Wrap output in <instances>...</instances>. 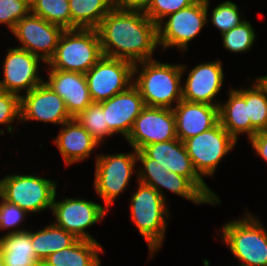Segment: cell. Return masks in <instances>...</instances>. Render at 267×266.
I'll return each mask as SVG.
<instances>
[{"instance_id":"cell-23","label":"cell","mask_w":267,"mask_h":266,"mask_svg":"<svg viewBox=\"0 0 267 266\" xmlns=\"http://www.w3.org/2000/svg\"><path fill=\"white\" fill-rule=\"evenodd\" d=\"M5 266H37L32 246V231L23 230L11 233L10 230L0 237Z\"/></svg>"},{"instance_id":"cell-11","label":"cell","mask_w":267,"mask_h":266,"mask_svg":"<svg viewBox=\"0 0 267 266\" xmlns=\"http://www.w3.org/2000/svg\"><path fill=\"white\" fill-rule=\"evenodd\" d=\"M56 196L55 194L51 209L56 220L53 223L73 234L77 239L96 241L85 230L105 218L108 209L80 197H66L63 201L57 202Z\"/></svg>"},{"instance_id":"cell-30","label":"cell","mask_w":267,"mask_h":266,"mask_svg":"<svg viewBox=\"0 0 267 266\" xmlns=\"http://www.w3.org/2000/svg\"><path fill=\"white\" fill-rule=\"evenodd\" d=\"M167 189L196 204L213 203L187 178L175 172L166 170L163 178L162 189Z\"/></svg>"},{"instance_id":"cell-10","label":"cell","mask_w":267,"mask_h":266,"mask_svg":"<svg viewBox=\"0 0 267 266\" xmlns=\"http://www.w3.org/2000/svg\"><path fill=\"white\" fill-rule=\"evenodd\" d=\"M133 67L130 61L102 56L86 73L92 102H102L125 91L133 84Z\"/></svg>"},{"instance_id":"cell-36","label":"cell","mask_w":267,"mask_h":266,"mask_svg":"<svg viewBox=\"0 0 267 266\" xmlns=\"http://www.w3.org/2000/svg\"><path fill=\"white\" fill-rule=\"evenodd\" d=\"M21 119L20 96L0 89V125L7 124L8 132L12 133L14 120Z\"/></svg>"},{"instance_id":"cell-14","label":"cell","mask_w":267,"mask_h":266,"mask_svg":"<svg viewBox=\"0 0 267 266\" xmlns=\"http://www.w3.org/2000/svg\"><path fill=\"white\" fill-rule=\"evenodd\" d=\"M64 29L31 12L16 23L12 34L22 44L21 49L40 57L46 64L54 55Z\"/></svg>"},{"instance_id":"cell-1","label":"cell","mask_w":267,"mask_h":266,"mask_svg":"<svg viewBox=\"0 0 267 266\" xmlns=\"http://www.w3.org/2000/svg\"><path fill=\"white\" fill-rule=\"evenodd\" d=\"M103 56L133 64L153 60L158 43V25L143 10L113 7L96 28Z\"/></svg>"},{"instance_id":"cell-37","label":"cell","mask_w":267,"mask_h":266,"mask_svg":"<svg viewBox=\"0 0 267 266\" xmlns=\"http://www.w3.org/2000/svg\"><path fill=\"white\" fill-rule=\"evenodd\" d=\"M0 198V230L12 228L11 233L25 230L23 228L17 229L16 227L26 219L28 213L17 205L7 202L1 196Z\"/></svg>"},{"instance_id":"cell-12","label":"cell","mask_w":267,"mask_h":266,"mask_svg":"<svg viewBox=\"0 0 267 266\" xmlns=\"http://www.w3.org/2000/svg\"><path fill=\"white\" fill-rule=\"evenodd\" d=\"M174 139H177V135L173 110L151 106L143 108L126 138L136 151L149 144Z\"/></svg>"},{"instance_id":"cell-15","label":"cell","mask_w":267,"mask_h":266,"mask_svg":"<svg viewBox=\"0 0 267 266\" xmlns=\"http://www.w3.org/2000/svg\"><path fill=\"white\" fill-rule=\"evenodd\" d=\"M44 62L40 57L29 51L13 47L8 49L3 62V79L0 89L21 96L20 91L30 92L44 80L39 76V63Z\"/></svg>"},{"instance_id":"cell-2","label":"cell","mask_w":267,"mask_h":266,"mask_svg":"<svg viewBox=\"0 0 267 266\" xmlns=\"http://www.w3.org/2000/svg\"><path fill=\"white\" fill-rule=\"evenodd\" d=\"M185 67L187 65L161 63L156 59L135 63L133 76L136 79H133V84L145 106L173 109V102L177 105L182 100L181 78L187 70Z\"/></svg>"},{"instance_id":"cell-9","label":"cell","mask_w":267,"mask_h":266,"mask_svg":"<svg viewBox=\"0 0 267 266\" xmlns=\"http://www.w3.org/2000/svg\"><path fill=\"white\" fill-rule=\"evenodd\" d=\"M237 141L218 123L208 131L184 141L187 153L197 174L214 176L220 161L235 146Z\"/></svg>"},{"instance_id":"cell-7","label":"cell","mask_w":267,"mask_h":266,"mask_svg":"<svg viewBox=\"0 0 267 266\" xmlns=\"http://www.w3.org/2000/svg\"><path fill=\"white\" fill-rule=\"evenodd\" d=\"M209 0H196L189 7L168 15L158 24V43L162 49L177 47L188 51V43L208 23Z\"/></svg>"},{"instance_id":"cell-16","label":"cell","mask_w":267,"mask_h":266,"mask_svg":"<svg viewBox=\"0 0 267 266\" xmlns=\"http://www.w3.org/2000/svg\"><path fill=\"white\" fill-rule=\"evenodd\" d=\"M20 121H41L62 125L72 119L64 100L44 81L20 96Z\"/></svg>"},{"instance_id":"cell-27","label":"cell","mask_w":267,"mask_h":266,"mask_svg":"<svg viewBox=\"0 0 267 266\" xmlns=\"http://www.w3.org/2000/svg\"><path fill=\"white\" fill-rule=\"evenodd\" d=\"M246 104L251 120V137L267 131V86L258 77L252 86L246 88Z\"/></svg>"},{"instance_id":"cell-20","label":"cell","mask_w":267,"mask_h":266,"mask_svg":"<svg viewBox=\"0 0 267 266\" xmlns=\"http://www.w3.org/2000/svg\"><path fill=\"white\" fill-rule=\"evenodd\" d=\"M48 72V80L44 82L64 100L72 118L92 103L84 73L59 69H48Z\"/></svg>"},{"instance_id":"cell-17","label":"cell","mask_w":267,"mask_h":266,"mask_svg":"<svg viewBox=\"0 0 267 266\" xmlns=\"http://www.w3.org/2000/svg\"><path fill=\"white\" fill-rule=\"evenodd\" d=\"M223 81L221 60L198 64L188 72L185 85H182V99L219 107V101L213 102V99L221 92Z\"/></svg>"},{"instance_id":"cell-32","label":"cell","mask_w":267,"mask_h":266,"mask_svg":"<svg viewBox=\"0 0 267 266\" xmlns=\"http://www.w3.org/2000/svg\"><path fill=\"white\" fill-rule=\"evenodd\" d=\"M255 38L254 28L247 20L222 34L224 48L233 53L249 51L256 40Z\"/></svg>"},{"instance_id":"cell-39","label":"cell","mask_w":267,"mask_h":266,"mask_svg":"<svg viewBox=\"0 0 267 266\" xmlns=\"http://www.w3.org/2000/svg\"><path fill=\"white\" fill-rule=\"evenodd\" d=\"M151 0H114V6L121 9L145 10Z\"/></svg>"},{"instance_id":"cell-34","label":"cell","mask_w":267,"mask_h":266,"mask_svg":"<svg viewBox=\"0 0 267 266\" xmlns=\"http://www.w3.org/2000/svg\"><path fill=\"white\" fill-rule=\"evenodd\" d=\"M30 12V0H0V24H5L11 32Z\"/></svg>"},{"instance_id":"cell-19","label":"cell","mask_w":267,"mask_h":266,"mask_svg":"<svg viewBox=\"0 0 267 266\" xmlns=\"http://www.w3.org/2000/svg\"><path fill=\"white\" fill-rule=\"evenodd\" d=\"M177 138L184 142L219 123L218 106L181 100L173 107Z\"/></svg>"},{"instance_id":"cell-35","label":"cell","mask_w":267,"mask_h":266,"mask_svg":"<svg viewBox=\"0 0 267 266\" xmlns=\"http://www.w3.org/2000/svg\"><path fill=\"white\" fill-rule=\"evenodd\" d=\"M196 0H151L144 13L158 25L168 15L189 7Z\"/></svg>"},{"instance_id":"cell-5","label":"cell","mask_w":267,"mask_h":266,"mask_svg":"<svg viewBox=\"0 0 267 266\" xmlns=\"http://www.w3.org/2000/svg\"><path fill=\"white\" fill-rule=\"evenodd\" d=\"M259 220L247 211L221 228L223 243L243 265L267 266V231Z\"/></svg>"},{"instance_id":"cell-31","label":"cell","mask_w":267,"mask_h":266,"mask_svg":"<svg viewBox=\"0 0 267 266\" xmlns=\"http://www.w3.org/2000/svg\"><path fill=\"white\" fill-rule=\"evenodd\" d=\"M137 162L143 166L136 171L137 180L143 184L153 187L166 200L162 191L163 178L166 174V168L161 166L157 160L149 158L142 150L136 151Z\"/></svg>"},{"instance_id":"cell-22","label":"cell","mask_w":267,"mask_h":266,"mask_svg":"<svg viewBox=\"0 0 267 266\" xmlns=\"http://www.w3.org/2000/svg\"><path fill=\"white\" fill-rule=\"evenodd\" d=\"M228 100L219 104V123L238 141V135L246 134L251 138V120L248 118L246 89H229Z\"/></svg>"},{"instance_id":"cell-25","label":"cell","mask_w":267,"mask_h":266,"mask_svg":"<svg viewBox=\"0 0 267 266\" xmlns=\"http://www.w3.org/2000/svg\"><path fill=\"white\" fill-rule=\"evenodd\" d=\"M71 29H96L114 7V0H68Z\"/></svg>"},{"instance_id":"cell-28","label":"cell","mask_w":267,"mask_h":266,"mask_svg":"<svg viewBox=\"0 0 267 266\" xmlns=\"http://www.w3.org/2000/svg\"><path fill=\"white\" fill-rule=\"evenodd\" d=\"M31 13L49 23L71 29V12L68 0H30Z\"/></svg>"},{"instance_id":"cell-6","label":"cell","mask_w":267,"mask_h":266,"mask_svg":"<svg viewBox=\"0 0 267 266\" xmlns=\"http://www.w3.org/2000/svg\"><path fill=\"white\" fill-rule=\"evenodd\" d=\"M57 183L35 175L11 174L0 180V196L27 213L52 209Z\"/></svg>"},{"instance_id":"cell-4","label":"cell","mask_w":267,"mask_h":266,"mask_svg":"<svg viewBox=\"0 0 267 266\" xmlns=\"http://www.w3.org/2000/svg\"><path fill=\"white\" fill-rule=\"evenodd\" d=\"M103 56L96 29H67L59 38L49 69L86 73Z\"/></svg>"},{"instance_id":"cell-18","label":"cell","mask_w":267,"mask_h":266,"mask_svg":"<svg viewBox=\"0 0 267 266\" xmlns=\"http://www.w3.org/2000/svg\"><path fill=\"white\" fill-rule=\"evenodd\" d=\"M101 103L108 128L114 134L119 133L125 138L128 137L134 120L145 107L144 100L134 84Z\"/></svg>"},{"instance_id":"cell-40","label":"cell","mask_w":267,"mask_h":266,"mask_svg":"<svg viewBox=\"0 0 267 266\" xmlns=\"http://www.w3.org/2000/svg\"><path fill=\"white\" fill-rule=\"evenodd\" d=\"M0 266H5L1 247H0Z\"/></svg>"},{"instance_id":"cell-26","label":"cell","mask_w":267,"mask_h":266,"mask_svg":"<svg viewBox=\"0 0 267 266\" xmlns=\"http://www.w3.org/2000/svg\"><path fill=\"white\" fill-rule=\"evenodd\" d=\"M78 239L51 222L41 230L32 232V246L36 258L44 261L48 256L72 246Z\"/></svg>"},{"instance_id":"cell-8","label":"cell","mask_w":267,"mask_h":266,"mask_svg":"<svg viewBox=\"0 0 267 266\" xmlns=\"http://www.w3.org/2000/svg\"><path fill=\"white\" fill-rule=\"evenodd\" d=\"M137 163L135 149L126 154L96 156L93 185L97 195L103 200L104 207L110 208L116 197L127 189Z\"/></svg>"},{"instance_id":"cell-41","label":"cell","mask_w":267,"mask_h":266,"mask_svg":"<svg viewBox=\"0 0 267 266\" xmlns=\"http://www.w3.org/2000/svg\"><path fill=\"white\" fill-rule=\"evenodd\" d=\"M267 86V75L258 77Z\"/></svg>"},{"instance_id":"cell-21","label":"cell","mask_w":267,"mask_h":266,"mask_svg":"<svg viewBox=\"0 0 267 266\" xmlns=\"http://www.w3.org/2000/svg\"><path fill=\"white\" fill-rule=\"evenodd\" d=\"M54 140L66 166L83 161L100 143L75 119L64 122Z\"/></svg>"},{"instance_id":"cell-42","label":"cell","mask_w":267,"mask_h":266,"mask_svg":"<svg viewBox=\"0 0 267 266\" xmlns=\"http://www.w3.org/2000/svg\"><path fill=\"white\" fill-rule=\"evenodd\" d=\"M37 266H50V265L45 263L44 261H39Z\"/></svg>"},{"instance_id":"cell-24","label":"cell","mask_w":267,"mask_h":266,"mask_svg":"<svg viewBox=\"0 0 267 266\" xmlns=\"http://www.w3.org/2000/svg\"><path fill=\"white\" fill-rule=\"evenodd\" d=\"M103 247L97 241L78 239L72 246L52 253L44 262L50 266H100L98 253Z\"/></svg>"},{"instance_id":"cell-29","label":"cell","mask_w":267,"mask_h":266,"mask_svg":"<svg viewBox=\"0 0 267 266\" xmlns=\"http://www.w3.org/2000/svg\"><path fill=\"white\" fill-rule=\"evenodd\" d=\"M100 144L105 137L114 135L106 123L101 102H92L85 110L74 117Z\"/></svg>"},{"instance_id":"cell-3","label":"cell","mask_w":267,"mask_h":266,"mask_svg":"<svg viewBox=\"0 0 267 266\" xmlns=\"http://www.w3.org/2000/svg\"><path fill=\"white\" fill-rule=\"evenodd\" d=\"M132 195L130 216L138 232L148 245L149 256H153L164 242L169 210L167 201L153 187L139 181Z\"/></svg>"},{"instance_id":"cell-33","label":"cell","mask_w":267,"mask_h":266,"mask_svg":"<svg viewBox=\"0 0 267 266\" xmlns=\"http://www.w3.org/2000/svg\"><path fill=\"white\" fill-rule=\"evenodd\" d=\"M211 15V22L220 30L221 35L245 21L239 13L238 6L230 0L216 5Z\"/></svg>"},{"instance_id":"cell-38","label":"cell","mask_w":267,"mask_h":266,"mask_svg":"<svg viewBox=\"0 0 267 266\" xmlns=\"http://www.w3.org/2000/svg\"><path fill=\"white\" fill-rule=\"evenodd\" d=\"M249 141L256 151V155H259L267 162V131L256 133Z\"/></svg>"},{"instance_id":"cell-13","label":"cell","mask_w":267,"mask_h":266,"mask_svg":"<svg viewBox=\"0 0 267 266\" xmlns=\"http://www.w3.org/2000/svg\"><path fill=\"white\" fill-rule=\"evenodd\" d=\"M149 158L157 160L170 172L187 177L214 205L220 199L195 171L184 142L180 139L149 144L141 149Z\"/></svg>"}]
</instances>
